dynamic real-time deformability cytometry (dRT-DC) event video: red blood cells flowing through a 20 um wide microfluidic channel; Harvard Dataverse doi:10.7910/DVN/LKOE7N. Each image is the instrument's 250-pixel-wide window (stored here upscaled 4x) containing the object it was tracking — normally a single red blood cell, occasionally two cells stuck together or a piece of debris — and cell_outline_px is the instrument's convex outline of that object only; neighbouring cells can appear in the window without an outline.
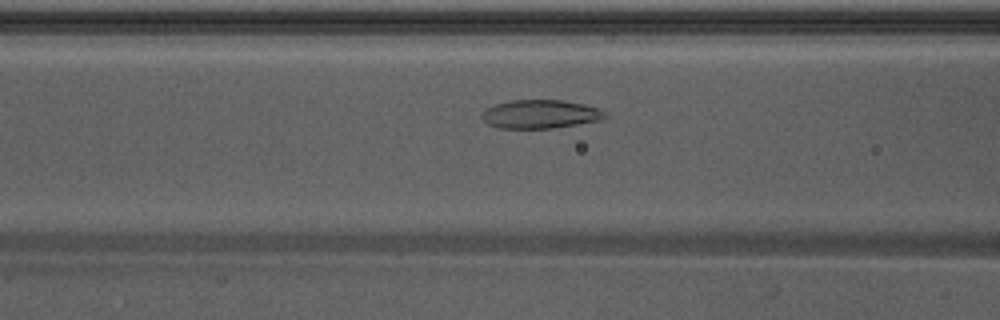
{"species": "Egyptian fruit bat (a non-hibernating species)", "species_latin": "Rousettus aegyptiacus", "temperature_condition": "warm", "stored_images_in_passage": 34, "camera_frame_rate_fps": 3000, "um_per_image_px": 0.085, "animal": {"sex": "male"}, "frame": {"image": 1, "passage_image": 11, "time_ms": 3.333, "image_size_px": [1000, 320], "cell_outline_px": [[608, 116], [600, 120], [552, 128], [500, 128], [488, 124], [480, 116], [480, 112], [484, 108], [496, 104], [512, 100], [564, 100], [584, 104], [600, 108], [608, 112]], "centroid_in_image_um": [45.93, 9.69], "position_along_channel_um": 120.7, "area_um2": 20.69}}
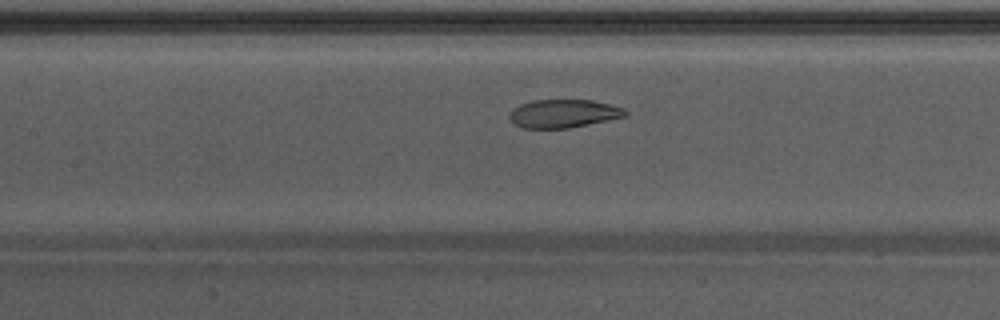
{"frame": {"image": 2, "passage_image": 14, "time_ms": 4.333, "image_size_px": [1000, 320], "cell_outline_px": [[628, 116], [568, 128], [520, 128], [512, 124], [508, 116], [508, 112], [512, 108], [520, 104], [532, 100], [592, 100], [612, 104], [624, 108], [628, 112]], "centroid_in_image_um": [47.86, 9.65], "position_along_channel_um": 159.5, "area_um2": 19.42}}
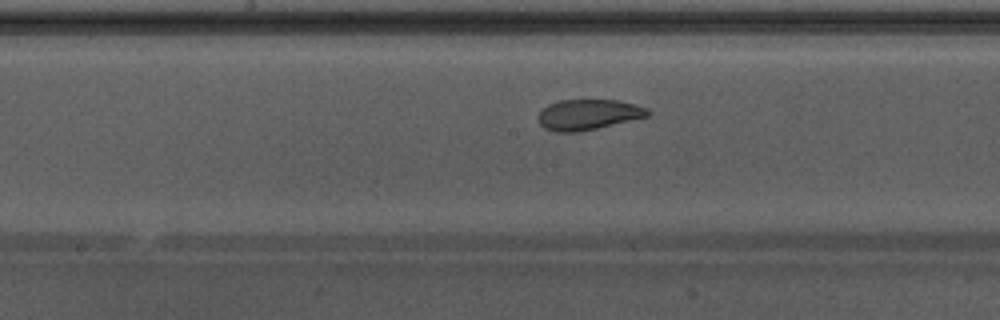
{"frame": {"image": 3, "passage_image": 17, "time_ms": 5.333, "image_size_px": [1000, 320], "cell_outline_px": [[652, 116], [596, 128], [576, 132], [556, 132], [544, 128], [536, 120], [536, 116], [548, 104], [560, 100], [620, 100], [636, 104], [648, 108], [652, 112]], "centroid_in_image_um": [50.03, 9.73], "position_along_channel_um": 198.2, "area_um2": 19.77}}